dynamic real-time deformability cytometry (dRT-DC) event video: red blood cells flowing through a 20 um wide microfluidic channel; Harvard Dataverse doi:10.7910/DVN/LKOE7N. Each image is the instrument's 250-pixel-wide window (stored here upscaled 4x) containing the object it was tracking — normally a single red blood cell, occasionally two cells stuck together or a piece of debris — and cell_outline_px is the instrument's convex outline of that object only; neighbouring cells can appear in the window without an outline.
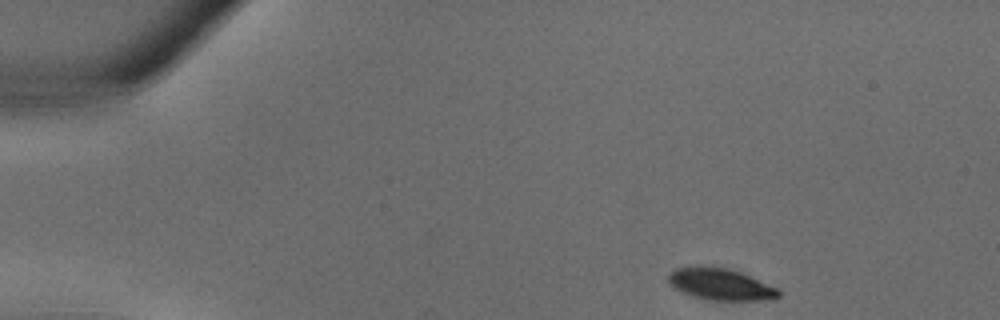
{"species": "common noctule bat (a hibernating species)", "species_latin": "Nyctalus noctula", "temperature_condition": "warm", "stored_images_in_passage": 32, "camera_frame_rate_fps": 3000, "um_per_image_px": 0.085, "animal": {"sex": "male", "body_mass_g": 18.8}, "frame": {"image": 1, "passage_image": 1, "time_ms": 0.0, "image_size_px": [1000, 320], "cell_outline_px": [[780, 296], [772, 300], [712, 300], [692, 296], [672, 288], [668, 280], [668, 276], [676, 268], [728, 268], [740, 272], [776, 288], [780, 292]], "centroid_in_image_um": [61.26, 24.2], "position_along_channel_um": 23.7, "area_um2": 19.71}}
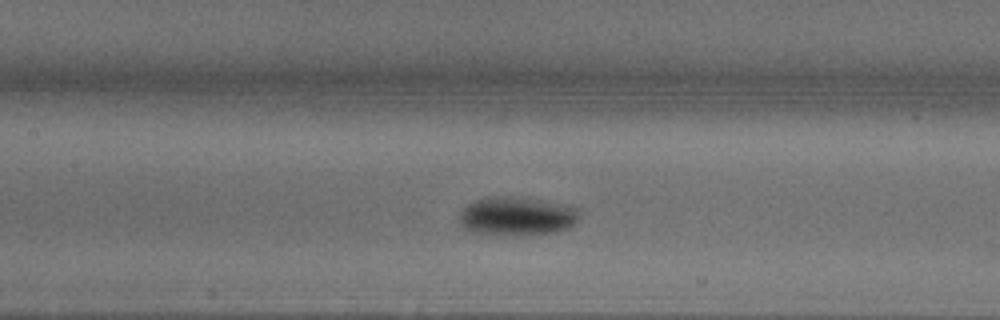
{"frame": {"image": 2, "passage_image": 13, "time_ms": 4.0, "image_size_px": [1000, 320], "cell_outline_px": [[580, 220], [568, 228], [556, 232], [516, 236], [496, 236], [464, 232], [460, 224], [460, 212], [468, 204], [476, 200], [496, 196], [528, 196], [568, 204], [580, 208]], "centroid_in_image_um": [43.97, 18.38], "position_along_channel_um": 163.4, "area_um2": 28.5}}
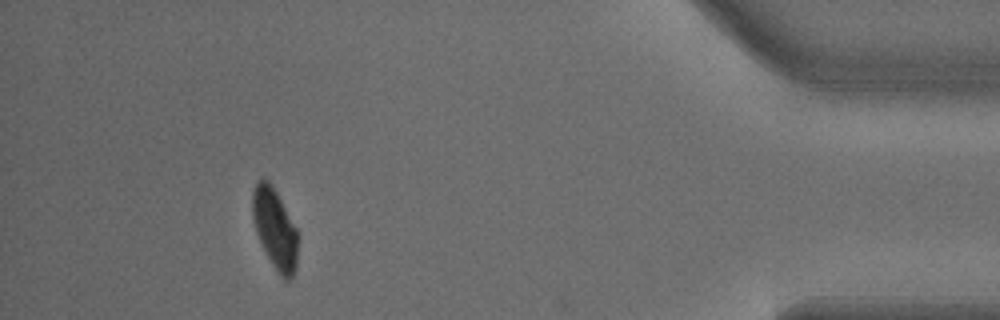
{"frame": {"image": 3, "passage_image": 29, "time_ms": 9.333, "image_size_px": [1000, 320], "cell_outline_px": [[296, 268], [292, 276], [288, 280], [284, 280], [280, 276], [272, 264], [256, 232], [252, 216], [252, 188], [260, 180], [268, 180], [272, 184], [296, 228]], "centroid_in_image_um": [23.34, 19.42], "position_along_channel_um": 411.9, "area_um2": 20.75}}